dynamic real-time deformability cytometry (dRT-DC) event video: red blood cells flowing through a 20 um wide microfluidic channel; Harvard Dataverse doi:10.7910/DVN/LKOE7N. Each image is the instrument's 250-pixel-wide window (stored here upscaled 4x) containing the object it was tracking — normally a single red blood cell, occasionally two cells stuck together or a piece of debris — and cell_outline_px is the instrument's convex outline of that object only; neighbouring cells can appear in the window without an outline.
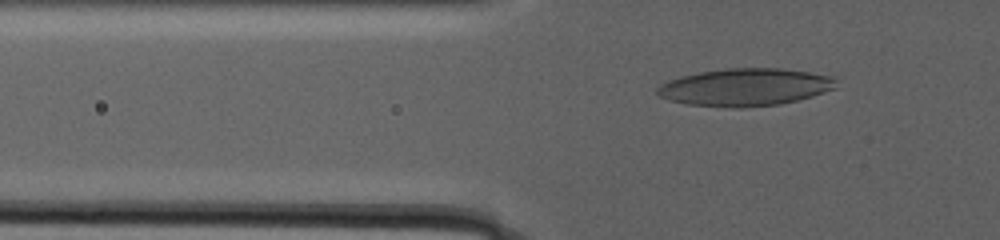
{"species": "human", "species_latin": "Homo sapiens", "temperature_condition": "warm", "stored_images_in_passage": 68, "camera_frame_rate_fps": 3000, "um_per_image_px": 0.085, "donor": {"sex": "male"}, "frame": {"image": 1, "passage_image": 12, "time_ms": 3.667, "image_size_px": [1000, 240], "cell_outline_px": [[836, 88], [812, 96], [780, 104], [740, 108], [684, 104], [668, 100], [660, 96], [656, 92], [656, 88], [660, 84], [668, 80], [680, 76], [700, 72], [728, 68], [780, 68], [836, 76]], "centroid_in_image_um": [63.33, 7.41], "position_along_channel_um": 62.5, "area_um2": 39.25}}
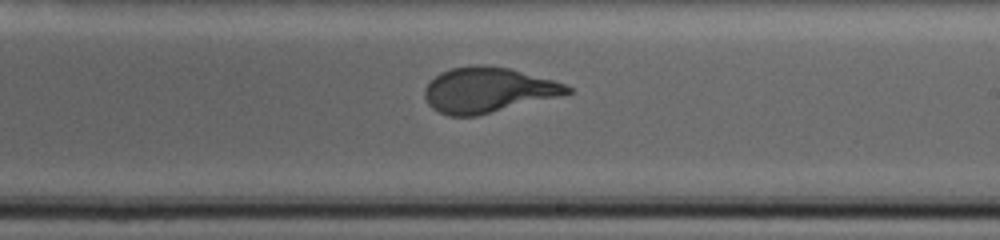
{"frame": {"image": 2, "passage_image": 42, "time_ms": 13.667, "image_size_px": [1000, 240], "cell_outline_px": [[572, 92], [476, 116], [448, 116], [432, 108], [428, 104], [424, 96], [424, 88], [440, 72], [452, 68], [480, 64], [484, 64], [512, 68], [552, 80], [564, 84], [572, 88]], "centroid_in_image_um": [41.42, 7.64], "position_along_channel_um": 247.6, "area_um2": 37.17}}
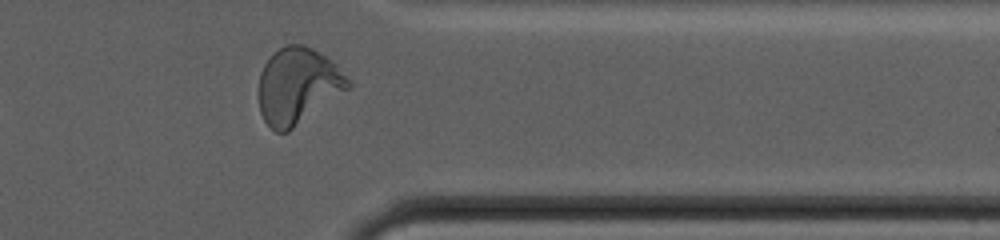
{"frame": {"image": 3, "passage_image": 63, "time_ms": 20.667, "image_size_px": [1000, 240], "cell_outline_px": [[348, 88], [288, 132], [276, 132], [264, 120], [260, 112], [260, 72], [264, 64], [280, 48], [288, 44], [304, 44], [312, 48], [336, 64], [348, 80]], "centroid_in_image_um": [25.28, 7.29], "position_along_channel_um": 386.1, "area_um2": 38.61}, "authors_computed_cell_mechanics": {"area_um2": 37.9457, "velocity_mm_per_s": 2.0162, "shape_relaxation_time_tau1_ms": 10.7056, "shape_relaxation_time_tau2_ms": null, "deformation_change_tau1": 0.2814, "deformation_change_tau2": null}}